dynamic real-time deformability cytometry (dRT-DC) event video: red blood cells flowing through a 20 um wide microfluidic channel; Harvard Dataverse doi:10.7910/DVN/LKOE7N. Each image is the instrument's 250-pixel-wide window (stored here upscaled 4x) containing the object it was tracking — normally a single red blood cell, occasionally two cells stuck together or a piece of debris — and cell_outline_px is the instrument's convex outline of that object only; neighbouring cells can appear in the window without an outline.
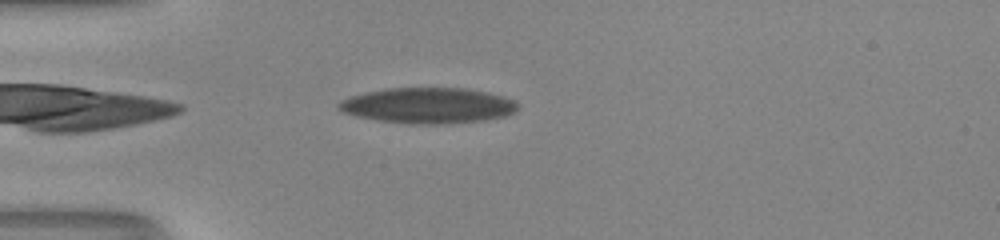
{"species": "human", "species_latin": "Homo sapiens", "temperature_condition": "room temperature", "stored_images_in_passage": 38, "camera_frame_rate_fps": 3000, "um_per_image_px": 0.085, "donor": {"sex": "male"}, "frame": {"image": 1, "passage_image": 1, "time_ms": 0.0, "image_size_px": [1000, 240], "cell_outline_px": [[520, 108], [516, 112], [504, 116], [484, 120], [440, 124], [408, 124], [380, 120], [356, 116], [340, 112], [336, 108], [336, 104], [340, 100], [364, 92], [384, 88], [468, 88], [488, 92], [504, 96], [520, 104]], "centroid_in_image_um": [36.37, 8.96], "position_along_channel_um": 48.6, "area_um2": 37.63}}
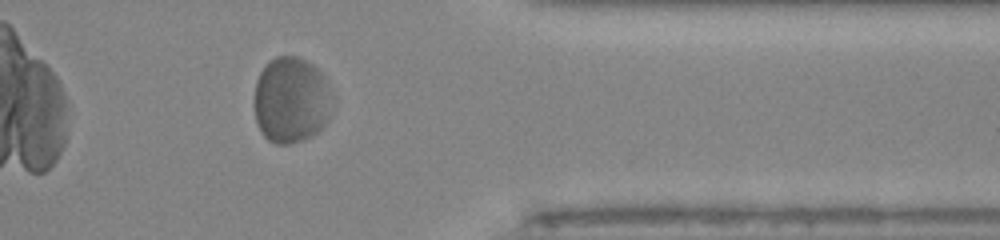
{"frame": {"image": 2, "passage_image": 29, "time_ms": 9.333, "image_size_px": [1000, 240], "cell_outline_px": [[336, 100], [332, 112], [328, 120], [312, 136], [304, 140], [288, 144], [276, 144], [268, 140], [260, 132], [256, 124], [252, 100], [256, 80], [260, 72], [268, 60], [276, 56], [300, 56], [312, 64], [328, 80], [336, 96]], "centroid_in_image_um": [24.77, 8.5], "position_along_channel_um": 386.6, "area_um2": 40.81}}
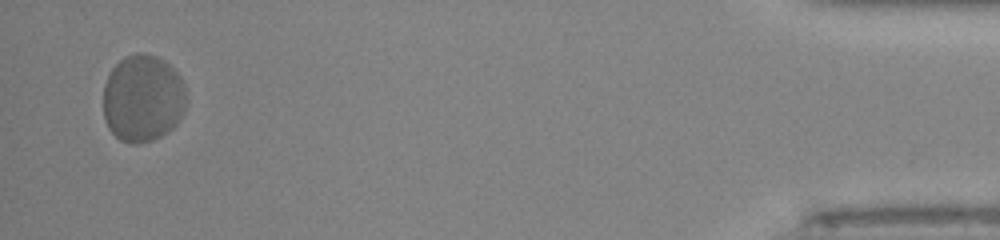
{"frame": {"image": 3, "passage_image": 37, "time_ms": 12.0, "image_size_px": [1000, 240], "cell_outline_px": [[184, 112], [180, 120], [168, 132], [152, 140], [136, 144], [132, 144], [120, 140], [108, 128], [104, 120], [104, 84], [112, 68], [124, 56], [136, 52], [144, 52], [156, 56], [164, 60], [180, 76], [184, 84]], "centroid_in_image_um": [12.12, 8.35], "position_along_channel_um": 423.1, "area_um2": 42.43}, "authors_computed_cell_mechanics": {"area_um2": 37.7723, "velocity_mm_per_s": 3.9699, "shape_relaxation_time_tau1_ms": 5.0653, "shape_relaxation_time_tau2_ms": null, "deformation_change_tau1": 0.156, "deformation_change_tau2": null}}